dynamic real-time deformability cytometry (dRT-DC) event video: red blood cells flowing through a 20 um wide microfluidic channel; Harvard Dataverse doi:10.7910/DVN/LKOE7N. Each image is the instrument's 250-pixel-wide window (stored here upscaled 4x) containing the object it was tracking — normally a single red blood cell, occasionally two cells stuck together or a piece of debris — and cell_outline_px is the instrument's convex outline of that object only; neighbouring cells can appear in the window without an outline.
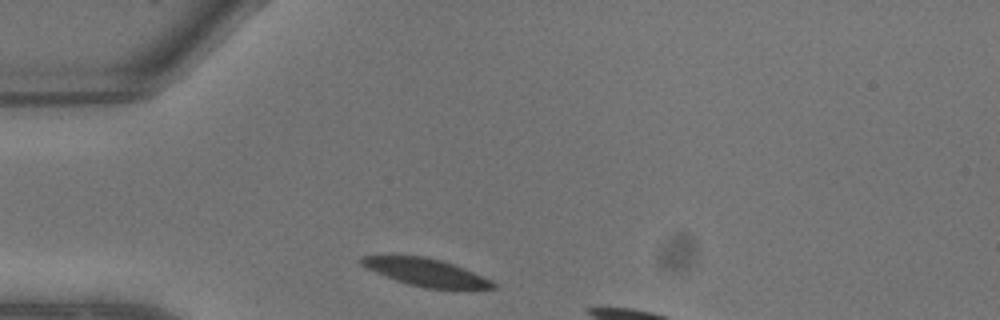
{"species": "common noctule bat (a hibernating species)", "species_latin": "Nyctalus noctula", "temperature_condition": "warm", "stored_images_in_passage": 4, "segment_of_instrument_passage": [1, 2], "camera_frame_rate_fps": 3000, "um_per_image_px": 0.085, "animal": {"sex": "male", "body_mass_g": 13.3}, "frame": {"image": 1, "passage_image": 1, "time_ms": 0.0, "image_size_px": [1000, 320], "cell_outline_px": [[496, 288], [424, 288], [408, 284], [396, 280], [376, 272], [360, 264], [360, 256], [424, 256], [440, 260], [464, 268], [492, 280], [496, 284]], "centroid_in_image_um": [36.2, 23.14], "position_along_channel_um": 48.8, "area_um2": 20.63}}
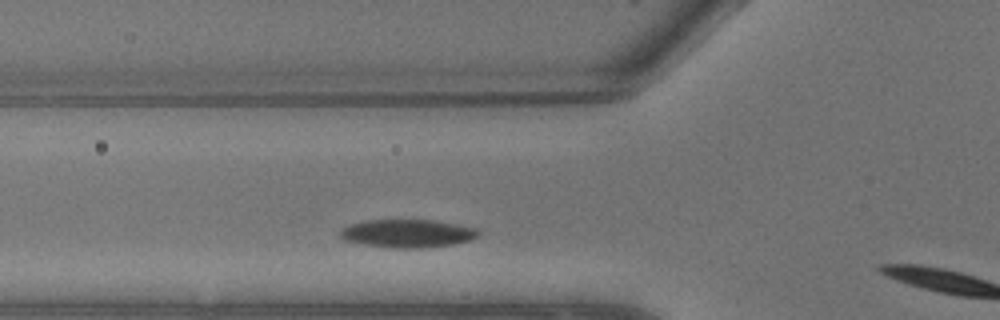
{"frame": {"image": 2, "passage_image": 3, "time_ms": 0.667, "image_size_px": [1000, 320], "cell_outline_px": [[480, 236], [472, 240], [452, 244], [424, 248], [392, 248], [364, 244], [348, 240], [340, 236], [340, 232], [344, 228], [352, 224], [368, 220], [432, 220], [456, 224], [476, 228], [480, 232]], "centroid_in_image_um": [34.72, 19.85], "position_along_channel_um": 91.1, "area_um2": 22.43}}